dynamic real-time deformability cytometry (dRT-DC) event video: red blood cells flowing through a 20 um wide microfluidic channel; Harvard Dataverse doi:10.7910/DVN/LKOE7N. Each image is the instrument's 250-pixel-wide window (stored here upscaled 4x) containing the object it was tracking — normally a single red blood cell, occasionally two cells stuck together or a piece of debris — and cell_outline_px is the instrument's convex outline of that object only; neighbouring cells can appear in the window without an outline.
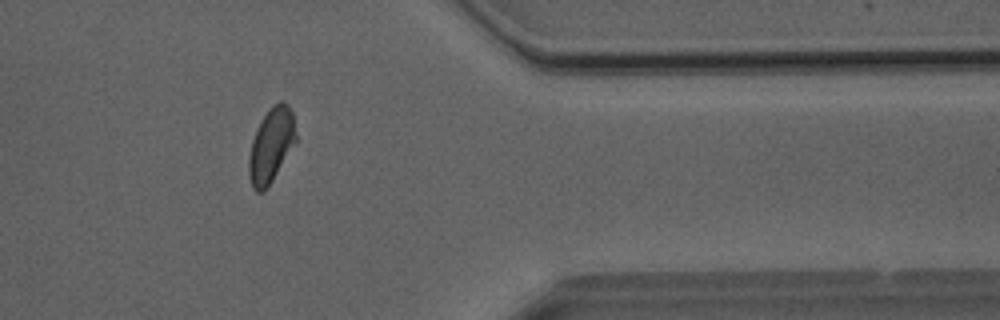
{"species": "Egyptian fruit bat (a non-hibernating species)", "species_latin": "Rousettus aegyptiacus", "temperature_condition": "room temperature", "stored_images_in_passage": 46, "camera_frame_rate_fps": 3000, "um_per_image_px": 0.085, "animal": {"sex": "male"}, "frame": {"image": 1, "passage_image": 37, "time_ms": 12.0, "image_size_px": [1000, 320], "cell_outline_px": [[296, 140], [272, 180], [264, 192], [256, 192], [252, 188], [248, 176], [248, 160], [252, 140], [268, 108], [272, 104], [280, 100], [284, 100], [292, 112], [296, 136]], "centroid_in_image_um": [23.02, 12.35], "position_along_channel_um": 388.4, "area_um2": 20.11}}
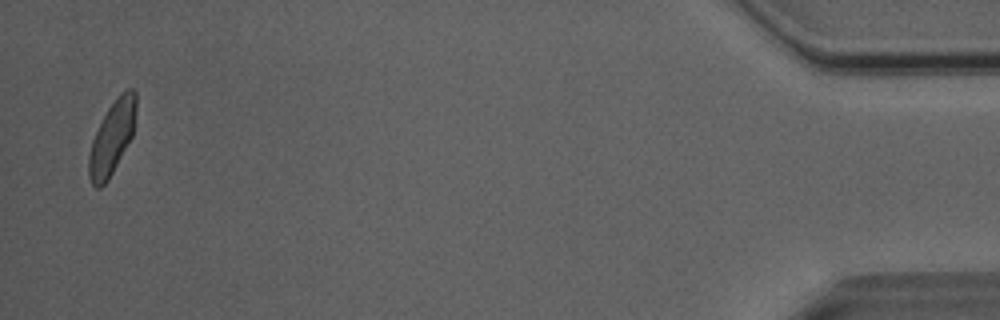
{"frame": {"image": 2, "passage_image": 45, "time_ms": 14.667, "image_size_px": [1000, 320], "cell_outline_px": [[136, 108], [132, 136], [108, 180], [100, 188], [96, 188], [92, 184], [88, 176], [88, 156], [92, 140], [108, 108], [124, 88], [132, 88], [136, 92]], "centroid_in_image_um": [9.52, 11.69], "position_along_channel_um": 425.7, "area_um2": 19.94}, "authors_computed_cell_mechanics": {"area_um2": 20.4034, "velocity_mm_per_s": 4.0565, "shape_relaxation_time_tau1_ms": 3.9831, "shape_relaxation_time_tau2_ms": 0.8815, "deformation_change_tau1": 0.1192, "deformation_change_tau2": 0.0463}}